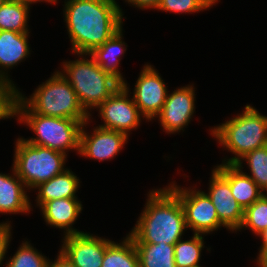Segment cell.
Masks as SVG:
<instances>
[{
  "instance_id": "1",
  "label": "cell",
  "mask_w": 267,
  "mask_h": 267,
  "mask_svg": "<svg viewBox=\"0 0 267 267\" xmlns=\"http://www.w3.org/2000/svg\"><path fill=\"white\" fill-rule=\"evenodd\" d=\"M64 5L75 54H90L123 28L124 14L115 0H67Z\"/></svg>"
},
{
  "instance_id": "2",
  "label": "cell",
  "mask_w": 267,
  "mask_h": 267,
  "mask_svg": "<svg viewBox=\"0 0 267 267\" xmlns=\"http://www.w3.org/2000/svg\"><path fill=\"white\" fill-rule=\"evenodd\" d=\"M186 228L183 206L166 186L149 192L145 208L128 235L134 243L175 245Z\"/></svg>"
},
{
  "instance_id": "3",
  "label": "cell",
  "mask_w": 267,
  "mask_h": 267,
  "mask_svg": "<svg viewBox=\"0 0 267 267\" xmlns=\"http://www.w3.org/2000/svg\"><path fill=\"white\" fill-rule=\"evenodd\" d=\"M16 116L37 136L25 139L28 143L48 147L65 155L70 149L79 152L80 133L85 122L34 113L14 94L11 97V117Z\"/></svg>"
},
{
  "instance_id": "4",
  "label": "cell",
  "mask_w": 267,
  "mask_h": 267,
  "mask_svg": "<svg viewBox=\"0 0 267 267\" xmlns=\"http://www.w3.org/2000/svg\"><path fill=\"white\" fill-rule=\"evenodd\" d=\"M241 114L211 129L219 144L236 156L223 164L236 165L249 152L267 145V116L246 105Z\"/></svg>"
},
{
  "instance_id": "5",
  "label": "cell",
  "mask_w": 267,
  "mask_h": 267,
  "mask_svg": "<svg viewBox=\"0 0 267 267\" xmlns=\"http://www.w3.org/2000/svg\"><path fill=\"white\" fill-rule=\"evenodd\" d=\"M15 94L34 112L44 116L87 122L91 114L82 107L76 92L59 70L40 84L30 98L19 90Z\"/></svg>"
},
{
  "instance_id": "6",
  "label": "cell",
  "mask_w": 267,
  "mask_h": 267,
  "mask_svg": "<svg viewBox=\"0 0 267 267\" xmlns=\"http://www.w3.org/2000/svg\"><path fill=\"white\" fill-rule=\"evenodd\" d=\"M80 59L63 62L61 75L70 83L84 108L88 110L97 108L108 99L121 84L111 75L105 73L90 54H77ZM90 56V59L84 56ZM63 72V73H62Z\"/></svg>"
},
{
  "instance_id": "7",
  "label": "cell",
  "mask_w": 267,
  "mask_h": 267,
  "mask_svg": "<svg viewBox=\"0 0 267 267\" xmlns=\"http://www.w3.org/2000/svg\"><path fill=\"white\" fill-rule=\"evenodd\" d=\"M67 155L48 147L33 145L18 138L15 144L13 168L26 190L62 173Z\"/></svg>"
},
{
  "instance_id": "8",
  "label": "cell",
  "mask_w": 267,
  "mask_h": 267,
  "mask_svg": "<svg viewBox=\"0 0 267 267\" xmlns=\"http://www.w3.org/2000/svg\"><path fill=\"white\" fill-rule=\"evenodd\" d=\"M179 198L185 214L187 228L194 234H210L225 227L219 220L215 206L208 195L196 188H182L175 183L168 186Z\"/></svg>"
},
{
  "instance_id": "9",
  "label": "cell",
  "mask_w": 267,
  "mask_h": 267,
  "mask_svg": "<svg viewBox=\"0 0 267 267\" xmlns=\"http://www.w3.org/2000/svg\"><path fill=\"white\" fill-rule=\"evenodd\" d=\"M127 82L121 85L108 99L101 103L99 109L100 117L104 124L99 127L125 133L129 136L130 130L137 129L140 125L141 117L138 107L134 103L133 97L130 99Z\"/></svg>"
},
{
  "instance_id": "10",
  "label": "cell",
  "mask_w": 267,
  "mask_h": 267,
  "mask_svg": "<svg viewBox=\"0 0 267 267\" xmlns=\"http://www.w3.org/2000/svg\"><path fill=\"white\" fill-rule=\"evenodd\" d=\"M133 100L140 113L148 121L161 112L168 90L158 71L145 64L135 83Z\"/></svg>"
},
{
  "instance_id": "11",
  "label": "cell",
  "mask_w": 267,
  "mask_h": 267,
  "mask_svg": "<svg viewBox=\"0 0 267 267\" xmlns=\"http://www.w3.org/2000/svg\"><path fill=\"white\" fill-rule=\"evenodd\" d=\"M60 253L75 267H101L106 246L111 240L90 233L67 235Z\"/></svg>"
},
{
  "instance_id": "12",
  "label": "cell",
  "mask_w": 267,
  "mask_h": 267,
  "mask_svg": "<svg viewBox=\"0 0 267 267\" xmlns=\"http://www.w3.org/2000/svg\"><path fill=\"white\" fill-rule=\"evenodd\" d=\"M195 88L192 85L178 88L171 94L167 93L166 101L159 118L162 129L166 133L184 131L195 112Z\"/></svg>"
},
{
  "instance_id": "13",
  "label": "cell",
  "mask_w": 267,
  "mask_h": 267,
  "mask_svg": "<svg viewBox=\"0 0 267 267\" xmlns=\"http://www.w3.org/2000/svg\"><path fill=\"white\" fill-rule=\"evenodd\" d=\"M87 124L88 121L83 124L80 133L78 152L80 156L98 161H108L113 159L127 143L128 136L125 133L99 126L93 129L92 135H89L84 130V126Z\"/></svg>"
},
{
  "instance_id": "14",
  "label": "cell",
  "mask_w": 267,
  "mask_h": 267,
  "mask_svg": "<svg viewBox=\"0 0 267 267\" xmlns=\"http://www.w3.org/2000/svg\"><path fill=\"white\" fill-rule=\"evenodd\" d=\"M209 192L206 193L215 206L220 222L230 231H240L244 210L233 197L229 182L216 170H212Z\"/></svg>"
},
{
  "instance_id": "15",
  "label": "cell",
  "mask_w": 267,
  "mask_h": 267,
  "mask_svg": "<svg viewBox=\"0 0 267 267\" xmlns=\"http://www.w3.org/2000/svg\"><path fill=\"white\" fill-rule=\"evenodd\" d=\"M82 204L77 198L54 199L41 207L46 223L59 229H64L65 236L82 233L73 229L74 222L82 211Z\"/></svg>"
},
{
  "instance_id": "16",
  "label": "cell",
  "mask_w": 267,
  "mask_h": 267,
  "mask_svg": "<svg viewBox=\"0 0 267 267\" xmlns=\"http://www.w3.org/2000/svg\"><path fill=\"white\" fill-rule=\"evenodd\" d=\"M29 33H18L10 30H0V75L15 89L5 71L28 58L30 47L28 44ZM5 71H4V70Z\"/></svg>"
},
{
  "instance_id": "17",
  "label": "cell",
  "mask_w": 267,
  "mask_h": 267,
  "mask_svg": "<svg viewBox=\"0 0 267 267\" xmlns=\"http://www.w3.org/2000/svg\"><path fill=\"white\" fill-rule=\"evenodd\" d=\"M215 169L229 182L232 195L243 210L264 194L248 173H244L236 165H226L222 162Z\"/></svg>"
},
{
  "instance_id": "18",
  "label": "cell",
  "mask_w": 267,
  "mask_h": 267,
  "mask_svg": "<svg viewBox=\"0 0 267 267\" xmlns=\"http://www.w3.org/2000/svg\"><path fill=\"white\" fill-rule=\"evenodd\" d=\"M13 176L0 173V213H29L31 203L26 186L12 167Z\"/></svg>"
},
{
  "instance_id": "19",
  "label": "cell",
  "mask_w": 267,
  "mask_h": 267,
  "mask_svg": "<svg viewBox=\"0 0 267 267\" xmlns=\"http://www.w3.org/2000/svg\"><path fill=\"white\" fill-rule=\"evenodd\" d=\"M122 31V28L118 30L104 44L95 48L90 55L105 73L111 75L121 85H124L126 81L118 68L120 60L122 59L120 56L124 55L127 49L125 48L127 45L122 40Z\"/></svg>"
},
{
  "instance_id": "20",
  "label": "cell",
  "mask_w": 267,
  "mask_h": 267,
  "mask_svg": "<svg viewBox=\"0 0 267 267\" xmlns=\"http://www.w3.org/2000/svg\"><path fill=\"white\" fill-rule=\"evenodd\" d=\"M79 178L69 169L54 176L48 181L40 183L36 196L37 206L41 208L46 202L54 199L77 198L76 192L80 186Z\"/></svg>"
},
{
  "instance_id": "21",
  "label": "cell",
  "mask_w": 267,
  "mask_h": 267,
  "mask_svg": "<svg viewBox=\"0 0 267 267\" xmlns=\"http://www.w3.org/2000/svg\"><path fill=\"white\" fill-rule=\"evenodd\" d=\"M139 267H176L174 245L166 243H134Z\"/></svg>"
},
{
  "instance_id": "22",
  "label": "cell",
  "mask_w": 267,
  "mask_h": 267,
  "mask_svg": "<svg viewBox=\"0 0 267 267\" xmlns=\"http://www.w3.org/2000/svg\"><path fill=\"white\" fill-rule=\"evenodd\" d=\"M101 267H139L138 254L129 235L121 243L111 241L106 246Z\"/></svg>"
},
{
  "instance_id": "23",
  "label": "cell",
  "mask_w": 267,
  "mask_h": 267,
  "mask_svg": "<svg viewBox=\"0 0 267 267\" xmlns=\"http://www.w3.org/2000/svg\"><path fill=\"white\" fill-rule=\"evenodd\" d=\"M30 6L17 0H7L0 7V30L30 33L28 29Z\"/></svg>"
},
{
  "instance_id": "24",
  "label": "cell",
  "mask_w": 267,
  "mask_h": 267,
  "mask_svg": "<svg viewBox=\"0 0 267 267\" xmlns=\"http://www.w3.org/2000/svg\"><path fill=\"white\" fill-rule=\"evenodd\" d=\"M202 234H194L189 240L180 239L174 245L176 267H198L202 249H204Z\"/></svg>"
},
{
  "instance_id": "25",
  "label": "cell",
  "mask_w": 267,
  "mask_h": 267,
  "mask_svg": "<svg viewBox=\"0 0 267 267\" xmlns=\"http://www.w3.org/2000/svg\"><path fill=\"white\" fill-rule=\"evenodd\" d=\"M242 160L247 162L251 175H248L262 190L267 187V145L255 149L246 154L236 164L239 169H243Z\"/></svg>"
},
{
  "instance_id": "26",
  "label": "cell",
  "mask_w": 267,
  "mask_h": 267,
  "mask_svg": "<svg viewBox=\"0 0 267 267\" xmlns=\"http://www.w3.org/2000/svg\"><path fill=\"white\" fill-rule=\"evenodd\" d=\"M242 228H250L257 236L267 228V195L265 193L244 210L240 229Z\"/></svg>"
},
{
  "instance_id": "27",
  "label": "cell",
  "mask_w": 267,
  "mask_h": 267,
  "mask_svg": "<svg viewBox=\"0 0 267 267\" xmlns=\"http://www.w3.org/2000/svg\"><path fill=\"white\" fill-rule=\"evenodd\" d=\"M50 260L26 241L7 262L6 267H49Z\"/></svg>"
},
{
  "instance_id": "28",
  "label": "cell",
  "mask_w": 267,
  "mask_h": 267,
  "mask_svg": "<svg viewBox=\"0 0 267 267\" xmlns=\"http://www.w3.org/2000/svg\"><path fill=\"white\" fill-rule=\"evenodd\" d=\"M212 7L206 0H161L156 9L174 13H195Z\"/></svg>"
},
{
  "instance_id": "29",
  "label": "cell",
  "mask_w": 267,
  "mask_h": 267,
  "mask_svg": "<svg viewBox=\"0 0 267 267\" xmlns=\"http://www.w3.org/2000/svg\"><path fill=\"white\" fill-rule=\"evenodd\" d=\"M11 224L9 222L0 223V264H2L6 255L9 242L11 241Z\"/></svg>"
},
{
  "instance_id": "30",
  "label": "cell",
  "mask_w": 267,
  "mask_h": 267,
  "mask_svg": "<svg viewBox=\"0 0 267 267\" xmlns=\"http://www.w3.org/2000/svg\"><path fill=\"white\" fill-rule=\"evenodd\" d=\"M11 118V96L0 87V119Z\"/></svg>"
},
{
  "instance_id": "31",
  "label": "cell",
  "mask_w": 267,
  "mask_h": 267,
  "mask_svg": "<svg viewBox=\"0 0 267 267\" xmlns=\"http://www.w3.org/2000/svg\"><path fill=\"white\" fill-rule=\"evenodd\" d=\"M160 1L161 0H125V2H128V4H132L139 9H156Z\"/></svg>"
},
{
  "instance_id": "32",
  "label": "cell",
  "mask_w": 267,
  "mask_h": 267,
  "mask_svg": "<svg viewBox=\"0 0 267 267\" xmlns=\"http://www.w3.org/2000/svg\"><path fill=\"white\" fill-rule=\"evenodd\" d=\"M49 267H75L65 256L60 252L57 256V259L50 261Z\"/></svg>"
},
{
  "instance_id": "33",
  "label": "cell",
  "mask_w": 267,
  "mask_h": 267,
  "mask_svg": "<svg viewBox=\"0 0 267 267\" xmlns=\"http://www.w3.org/2000/svg\"><path fill=\"white\" fill-rule=\"evenodd\" d=\"M257 257L258 267H267V248L260 249Z\"/></svg>"
},
{
  "instance_id": "34",
  "label": "cell",
  "mask_w": 267,
  "mask_h": 267,
  "mask_svg": "<svg viewBox=\"0 0 267 267\" xmlns=\"http://www.w3.org/2000/svg\"><path fill=\"white\" fill-rule=\"evenodd\" d=\"M0 87H2L11 97L15 94V89L0 75Z\"/></svg>"
},
{
  "instance_id": "35",
  "label": "cell",
  "mask_w": 267,
  "mask_h": 267,
  "mask_svg": "<svg viewBox=\"0 0 267 267\" xmlns=\"http://www.w3.org/2000/svg\"><path fill=\"white\" fill-rule=\"evenodd\" d=\"M259 236L262 239V245H261L260 249L267 248V228L264 231H262Z\"/></svg>"
},
{
  "instance_id": "36",
  "label": "cell",
  "mask_w": 267,
  "mask_h": 267,
  "mask_svg": "<svg viewBox=\"0 0 267 267\" xmlns=\"http://www.w3.org/2000/svg\"><path fill=\"white\" fill-rule=\"evenodd\" d=\"M17 1H19L25 5L30 6V4H32V3L43 2L45 0H17Z\"/></svg>"
},
{
  "instance_id": "37",
  "label": "cell",
  "mask_w": 267,
  "mask_h": 267,
  "mask_svg": "<svg viewBox=\"0 0 267 267\" xmlns=\"http://www.w3.org/2000/svg\"><path fill=\"white\" fill-rule=\"evenodd\" d=\"M211 6L218 2V0H206Z\"/></svg>"
},
{
  "instance_id": "38",
  "label": "cell",
  "mask_w": 267,
  "mask_h": 267,
  "mask_svg": "<svg viewBox=\"0 0 267 267\" xmlns=\"http://www.w3.org/2000/svg\"><path fill=\"white\" fill-rule=\"evenodd\" d=\"M45 2H49L50 4L51 3H54L55 4V3H57V0H45Z\"/></svg>"
},
{
  "instance_id": "39",
  "label": "cell",
  "mask_w": 267,
  "mask_h": 267,
  "mask_svg": "<svg viewBox=\"0 0 267 267\" xmlns=\"http://www.w3.org/2000/svg\"><path fill=\"white\" fill-rule=\"evenodd\" d=\"M7 0H0V7L6 2Z\"/></svg>"
}]
</instances>
